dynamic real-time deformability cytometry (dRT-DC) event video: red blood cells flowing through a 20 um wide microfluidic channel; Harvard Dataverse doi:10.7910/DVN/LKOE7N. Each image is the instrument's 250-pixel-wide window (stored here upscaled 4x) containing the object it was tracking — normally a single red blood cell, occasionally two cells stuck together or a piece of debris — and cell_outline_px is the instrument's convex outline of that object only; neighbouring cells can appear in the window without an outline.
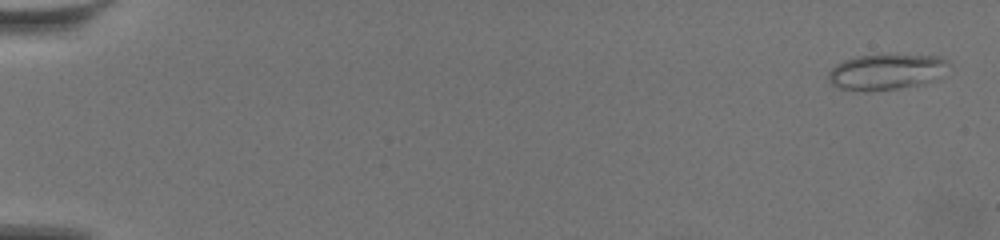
{"species": "common noctule bat (a hibernating species)", "species_latin": "Nyctalus noctula", "temperature_condition": "warm", "stored_images_in_passage": 52, "camera_frame_rate_fps": 3000, "um_per_image_px": 0.085, "animal": {"sex": "female", "body_mass_g": 19.5, "forearm_length_mm": 54.1}, "frame": {"image": 1, "passage_image": 2, "time_ms": 0.333, "image_size_px": [1000, 240], "cell_outline_px": [[948, 64], [932, 80], [924, 84], [868, 92], [864, 92], [840, 88], [832, 84], [828, 80], [828, 72], [836, 64], [844, 60], [856, 56], [940, 56], [948, 60]], "centroid_in_image_um": [75.24, 6.13], "position_along_channel_um": 9.8, "area_um2": 24.39}}
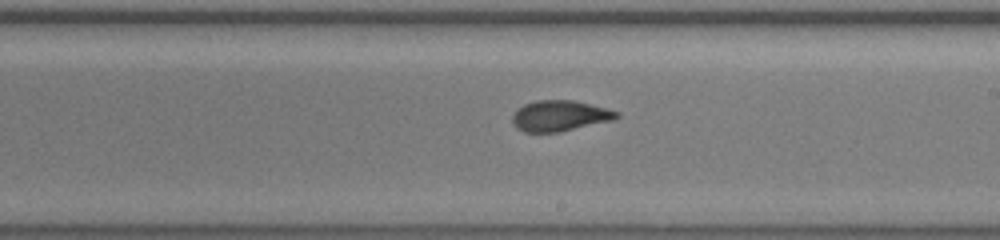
{"frame": {"image": 2, "passage_image": 33, "time_ms": 10.667, "image_size_px": [1000, 240], "cell_outline_px": [[620, 116], [612, 120], [560, 132], [524, 132], [516, 128], [512, 124], [512, 116], [516, 108], [524, 104], [536, 100], [572, 100], [608, 108], [620, 112]], "centroid_in_image_um": [47.55, 9.84], "position_along_channel_um": 241.4, "area_um2": 18.84}}
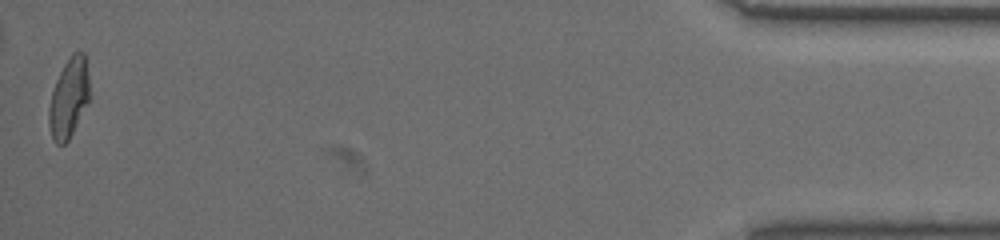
{"frame": {"image": 3, "passage_image": 52, "time_ms": 17.0, "image_size_px": [1000, 240], "cell_outline_px": [[88, 100], [68, 140], [64, 144], [56, 144], [52, 136], [48, 124], [48, 108], [52, 92], [56, 80], [64, 64], [72, 52], [84, 52], [88, 76]], "centroid_in_image_um": [5.82, 8.31], "position_along_channel_um": 429.4, "area_um2": 18.32}, "authors_computed_cell_mechanics": {"area_um2": 19.1607, "velocity_mm_per_s": 3.55, "shape_relaxation_time_tau1_ms": null, "shape_relaxation_time_tau2_ms": 1.3585, "deformation_change_tau1": null, "deformation_change_tau2": 0.0787}}